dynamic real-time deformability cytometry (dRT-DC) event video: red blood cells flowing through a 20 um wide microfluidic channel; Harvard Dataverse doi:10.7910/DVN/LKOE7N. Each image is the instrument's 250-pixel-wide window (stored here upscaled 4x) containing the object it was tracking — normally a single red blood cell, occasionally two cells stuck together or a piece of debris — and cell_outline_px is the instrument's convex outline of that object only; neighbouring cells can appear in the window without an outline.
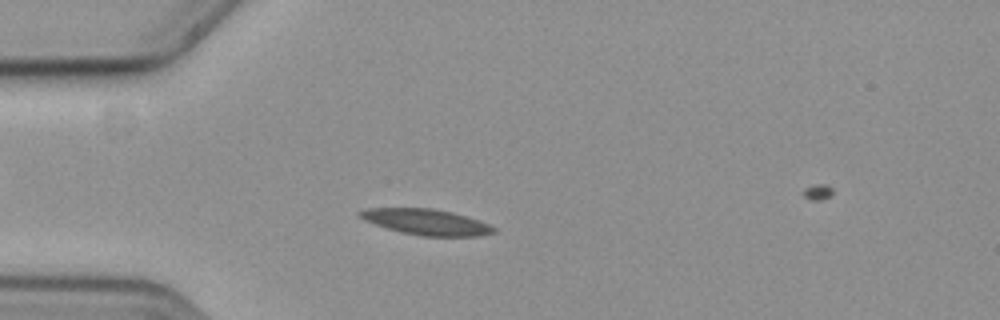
{"species": "common noctule bat (a hibernating species)", "species_latin": "Nyctalus noctula", "temperature_condition": "cold", "stored_images_in_passage": 56, "camera_frame_rate_fps": 3000, "um_per_image_px": 0.085, "animal": {"sex": "female", "body_mass_g": 19.3, "forearm_length_mm": 54.1}, "frame": {"image": 1, "passage_image": 13, "time_ms": 4.0, "image_size_px": [1000, 320], "cell_outline_px": [[496, 232], [480, 236], [420, 236], [400, 232], [364, 220], [356, 216], [356, 212], [364, 208], [432, 208], [452, 212], [480, 220], [496, 228]], "centroid_in_image_um": [36.21, 18.86], "position_along_channel_um": 48.8, "area_um2": 20.29}}
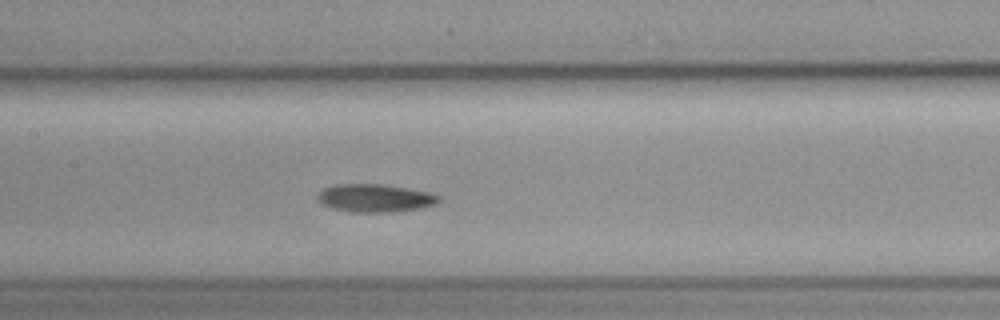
{"frame": {"image": 2, "passage_image": 25, "time_ms": 8.0, "image_size_px": [1000, 320], "cell_outline_px": [[440, 200], [436, 204], [420, 208], [396, 212], [352, 212], [332, 208], [320, 204], [316, 200], [316, 196], [324, 188], [336, 184], [380, 184], [432, 192], [440, 196]], "centroid_in_image_um": [31.87, 16.84], "position_along_channel_um": 175.5, "area_um2": 19.94}}
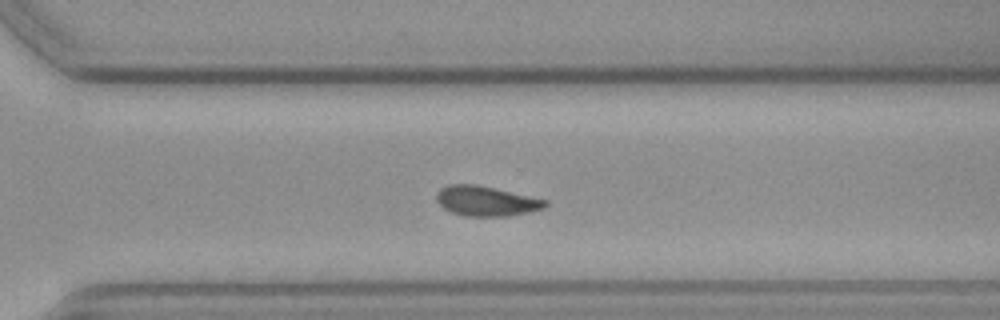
{"frame": {"image": 3, "passage_image": 38, "time_ms": 12.333, "image_size_px": [1000, 320], "cell_outline_px": [[548, 204], [544, 208], [528, 212], [508, 216], [464, 216], [452, 212], [444, 208], [436, 200], [436, 192], [440, 188], [448, 184], [476, 184], [548, 200]], "centroid_in_image_um": [41.3, 17.08], "position_along_channel_um": 329.3, "area_um2": 18.96}, "authors_computed_cell_mechanics": {"area_um2": 19.363, "velocity_mm_per_s": 3.5607, "shape_relaxation_time_tau1_ms": 8.4526, "shape_relaxation_time_tau2_ms": 3.6315, "deformation_change_tau1": 0.1996, "deformation_change_tau2": 0.0854}}